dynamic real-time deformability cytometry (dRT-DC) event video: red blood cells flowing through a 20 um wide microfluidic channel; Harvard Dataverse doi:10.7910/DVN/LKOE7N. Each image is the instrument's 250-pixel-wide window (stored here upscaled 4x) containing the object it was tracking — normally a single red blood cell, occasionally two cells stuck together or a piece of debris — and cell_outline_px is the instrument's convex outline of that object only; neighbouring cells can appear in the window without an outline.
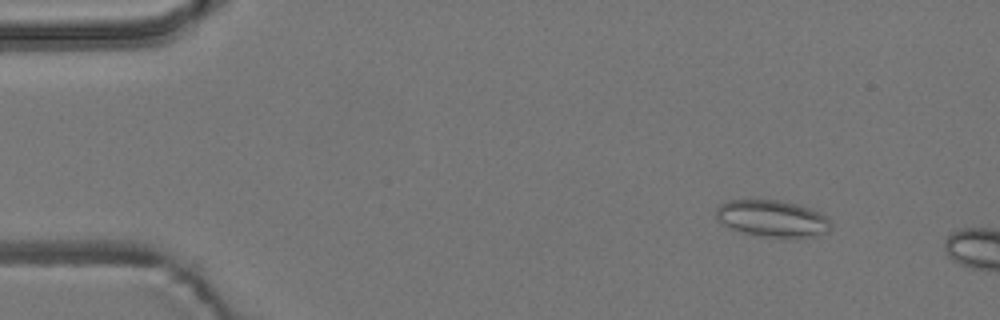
{"species": "common noctule bat (a hibernating species)", "species_latin": "Nyctalus noctula", "temperature_condition": "room temperature", "stored_images_in_passage": 3, "camera_frame_rate_fps": 3000, "um_per_image_px": 0.085, "animal": {"sex": "male", "body_mass_g": 19.2, "forearm_length_mm": 51.8}, "frame": {"image": 1, "passage_image": 1, "time_ms": 0.0, "image_size_px": [1000, 320], "cell_outline_px": [[832, 228], [828, 232], [816, 236], [796, 240], [792, 240], [760, 236], [744, 232], [732, 228], [724, 224], [716, 216], [716, 208], [720, 204], [728, 200], [776, 200], [796, 204], [808, 208], [824, 216], [832, 224]], "centroid_in_image_um": [65.69, 18.62], "position_along_channel_um": 19.3, "area_um2": 24.8}}